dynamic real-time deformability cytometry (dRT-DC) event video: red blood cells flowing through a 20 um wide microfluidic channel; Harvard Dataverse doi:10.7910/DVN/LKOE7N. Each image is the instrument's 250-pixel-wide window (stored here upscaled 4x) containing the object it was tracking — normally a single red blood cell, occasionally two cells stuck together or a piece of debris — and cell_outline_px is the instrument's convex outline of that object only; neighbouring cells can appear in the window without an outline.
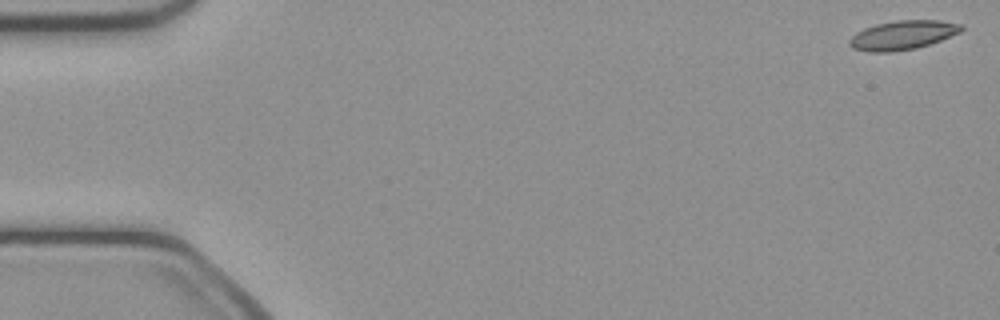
{"species": "common noctule bat (a hibernating species)", "species_latin": "Nyctalus noctula", "temperature_condition": "cold", "stored_images_in_passage": 46, "camera_frame_rate_fps": 3000, "um_per_image_px": 0.085, "animal": {"sex": "female", "body_mass_g": 21.9}, "frame": {"image": 1, "passage_image": 1, "time_ms": 0.0, "image_size_px": [1000, 320], "cell_outline_px": [[964, 28], [960, 32], [940, 40], [916, 48], [892, 52], [868, 52], [852, 48], [848, 44], [848, 40], [856, 32], [864, 28], [876, 24], [896, 20], [936, 20], [964, 24]], "centroid_in_image_um": [76.7, 2.98], "position_along_channel_um": 8.3, "area_um2": 19.02}}
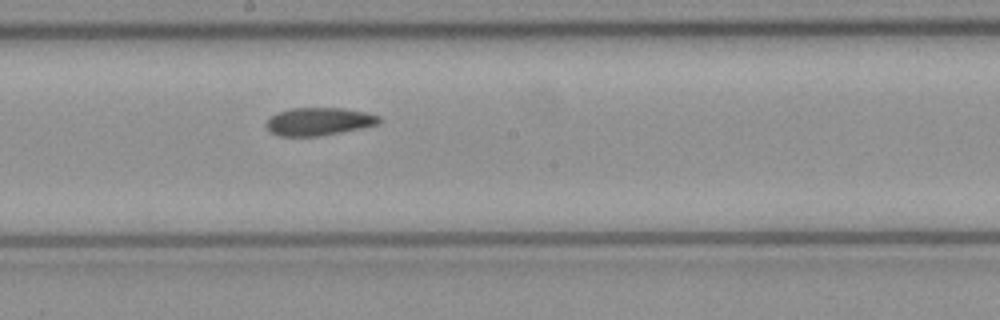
{"frame": {"image": 2, "passage_image": 27, "time_ms": 8.667, "image_size_px": [1000, 320], "cell_outline_px": [[380, 124], [320, 136], [276, 136], [268, 132], [264, 124], [276, 112], [292, 108], [340, 108], [364, 112], [380, 116]], "centroid_in_image_um": [27.04, 10.34], "position_along_channel_um": 221.2, "area_um2": 18.38}}
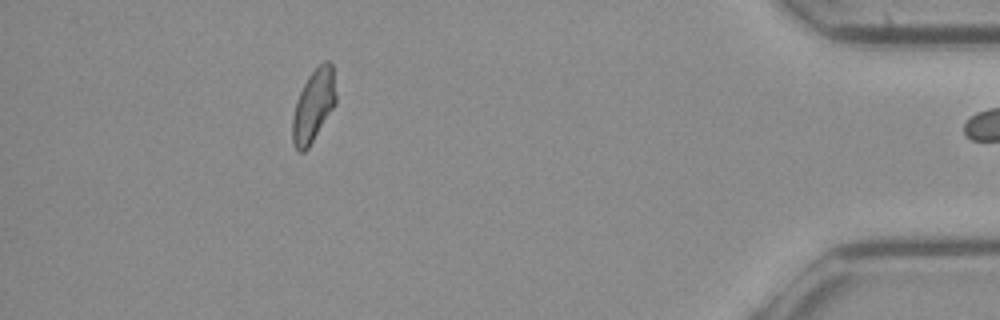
{"frame": {"image": 3, "passage_image": 45, "time_ms": 14.667, "image_size_px": [1000, 320], "cell_outline_px": [[336, 104], [308, 148], [304, 152], [300, 152], [292, 144], [292, 120], [296, 104], [300, 92], [308, 76], [324, 60], [328, 60], [332, 64], [336, 96]], "centroid_in_image_um": [26.65, 8.99], "position_along_channel_um": 408.5, "area_um2": 18.15}}